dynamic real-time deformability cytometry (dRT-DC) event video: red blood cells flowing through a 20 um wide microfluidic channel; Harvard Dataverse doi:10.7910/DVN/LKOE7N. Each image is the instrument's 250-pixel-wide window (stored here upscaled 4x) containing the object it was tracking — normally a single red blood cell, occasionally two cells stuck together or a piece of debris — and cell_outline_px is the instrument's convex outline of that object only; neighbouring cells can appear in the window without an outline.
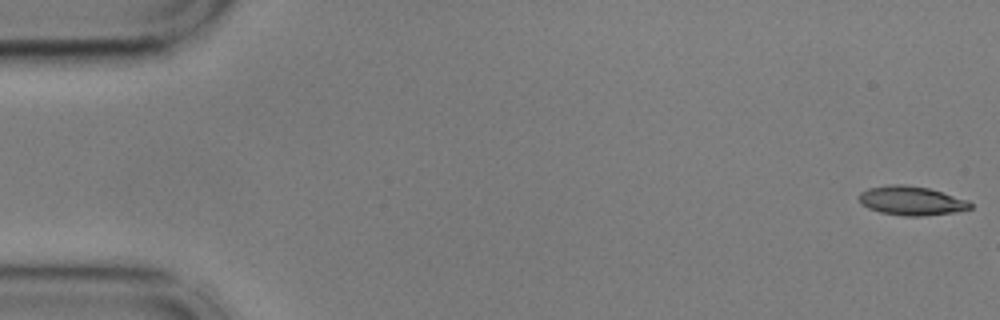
{"species": "common noctule bat (a hibernating species)", "species_latin": "Nyctalus noctula", "temperature_condition": "cold", "stored_images_in_passage": 8, "camera_frame_rate_fps": 3000, "um_per_image_px": 0.085, "animal": {"sex": "male", "body_mass_g": 17.9, "forearm_length_mm": 54.2}, "frame": {"image": 1, "passage_image": 1, "time_ms": 0.0, "image_size_px": [1000, 320], "cell_outline_px": [[972, 208], [956, 212], [920, 216], [904, 216], [880, 212], [868, 208], [860, 200], [860, 192], [868, 188], [892, 184], [904, 184], [928, 188], [968, 200], [972, 204]], "centroid_in_image_um": [77.49, 17.06], "position_along_channel_um": 7.5, "area_um2": 18.67}}